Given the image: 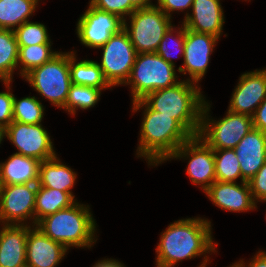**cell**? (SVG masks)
<instances>
[{"mask_svg": "<svg viewBox=\"0 0 266 267\" xmlns=\"http://www.w3.org/2000/svg\"><path fill=\"white\" fill-rule=\"evenodd\" d=\"M179 29H180L179 32H177V37L173 38V41L175 45L174 47L176 48V50L178 49V52L180 51L183 56L184 55V44H185V26L182 25V28H179ZM173 31H174V28L173 26H171L167 30V32L164 34V37L159 43L156 53L160 55L165 61L175 66L172 60L173 56H171V52L169 51V46H168L169 39L170 38L172 39L173 37Z\"/></svg>", "mask_w": 266, "mask_h": 267, "instance_id": "obj_32", "label": "cell"}, {"mask_svg": "<svg viewBox=\"0 0 266 267\" xmlns=\"http://www.w3.org/2000/svg\"><path fill=\"white\" fill-rule=\"evenodd\" d=\"M23 78L54 106L62 108L71 85L69 52H59L50 61L32 69Z\"/></svg>", "mask_w": 266, "mask_h": 267, "instance_id": "obj_6", "label": "cell"}, {"mask_svg": "<svg viewBox=\"0 0 266 267\" xmlns=\"http://www.w3.org/2000/svg\"><path fill=\"white\" fill-rule=\"evenodd\" d=\"M38 184L2 186L0 192V222L3 225H21L27 218L35 226V199ZM11 222V223H10Z\"/></svg>", "mask_w": 266, "mask_h": 267, "instance_id": "obj_11", "label": "cell"}, {"mask_svg": "<svg viewBox=\"0 0 266 267\" xmlns=\"http://www.w3.org/2000/svg\"><path fill=\"white\" fill-rule=\"evenodd\" d=\"M98 49H103L102 60L98 64L108 83L111 86L125 84L138 54L127 31L121 29Z\"/></svg>", "mask_w": 266, "mask_h": 267, "instance_id": "obj_9", "label": "cell"}, {"mask_svg": "<svg viewBox=\"0 0 266 267\" xmlns=\"http://www.w3.org/2000/svg\"><path fill=\"white\" fill-rule=\"evenodd\" d=\"M215 160L216 181L236 182L241 176L240 163L234 149L213 150Z\"/></svg>", "mask_w": 266, "mask_h": 267, "instance_id": "obj_28", "label": "cell"}, {"mask_svg": "<svg viewBox=\"0 0 266 267\" xmlns=\"http://www.w3.org/2000/svg\"><path fill=\"white\" fill-rule=\"evenodd\" d=\"M77 35L81 43L90 48H100L113 34L124 28L119 16L95 8L91 4L77 23Z\"/></svg>", "mask_w": 266, "mask_h": 267, "instance_id": "obj_13", "label": "cell"}, {"mask_svg": "<svg viewBox=\"0 0 266 267\" xmlns=\"http://www.w3.org/2000/svg\"><path fill=\"white\" fill-rule=\"evenodd\" d=\"M8 92H0V124L8 127L13 122V98L10 82H4Z\"/></svg>", "mask_w": 266, "mask_h": 267, "instance_id": "obj_34", "label": "cell"}, {"mask_svg": "<svg viewBox=\"0 0 266 267\" xmlns=\"http://www.w3.org/2000/svg\"><path fill=\"white\" fill-rule=\"evenodd\" d=\"M252 120L254 128L266 132V98L257 107Z\"/></svg>", "mask_w": 266, "mask_h": 267, "instance_id": "obj_37", "label": "cell"}, {"mask_svg": "<svg viewBox=\"0 0 266 267\" xmlns=\"http://www.w3.org/2000/svg\"><path fill=\"white\" fill-rule=\"evenodd\" d=\"M191 9L183 21L185 28L220 38L225 22L220 0H193Z\"/></svg>", "mask_w": 266, "mask_h": 267, "instance_id": "obj_19", "label": "cell"}, {"mask_svg": "<svg viewBox=\"0 0 266 267\" xmlns=\"http://www.w3.org/2000/svg\"><path fill=\"white\" fill-rule=\"evenodd\" d=\"M189 158L187 174L204 192L216 181L214 151L200 137L193 136L182 144L170 159Z\"/></svg>", "mask_w": 266, "mask_h": 267, "instance_id": "obj_10", "label": "cell"}, {"mask_svg": "<svg viewBox=\"0 0 266 267\" xmlns=\"http://www.w3.org/2000/svg\"><path fill=\"white\" fill-rule=\"evenodd\" d=\"M215 181L204 193L219 208L234 212H244L256 208L248 182Z\"/></svg>", "mask_w": 266, "mask_h": 267, "instance_id": "obj_18", "label": "cell"}, {"mask_svg": "<svg viewBox=\"0 0 266 267\" xmlns=\"http://www.w3.org/2000/svg\"><path fill=\"white\" fill-rule=\"evenodd\" d=\"M240 267H266V252L259 251L247 265L243 262V260L238 262Z\"/></svg>", "mask_w": 266, "mask_h": 267, "instance_id": "obj_38", "label": "cell"}, {"mask_svg": "<svg viewBox=\"0 0 266 267\" xmlns=\"http://www.w3.org/2000/svg\"><path fill=\"white\" fill-rule=\"evenodd\" d=\"M19 47L15 32L0 29V80L12 82L15 68L18 67Z\"/></svg>", "mask_w": 266, "mask_h": 267, "instance_id": "obj_26", "label": "cell"}, {"mask_svg": "<svg viewBox=\"0 0 266 267\" xmlns=\"http://www.w3.org/2000/svg\"><path fill=\"white\" fill-rule=\"evenodd\" d=\"M145 107L141 125L138 157L157 165L169 160L174 152L192 136L173 118L152 110L142 99L133 102V111Z\"/></svg>", "mask_w": 266, "mask_h": 267, "instance_id": "obj_2", "label": "cell"}, {"mask_svg": "<svg viewBox=\"0 0 266 267\" xmlns=\"http://www.w3.org/2000/svg\"><path fill=\"white\" fill-rule=\"evenodd\" d=\"M6 137L16 146L17 154L42 162L56 155L53 143L42 124H26L13 121L6 127Z\"/></svg>", "mask_w": 266, "mask_h": 267, "instance_id": "obj_12", "label": "cell"}, {"mask_svg": "<svg viewBox=\"0 0 266 267\" xmlns=\"http://www.w3.org/2000/svg\"><path fill=\"white\" fill-rule=\"evenodd\" d=\"M157 6L171 18V11L192 8L193 0H157Z\"/></svg>", "mask_w": 266, "mask_h": 267, "instance_id": "obj_36", "label": "cell"}, {"mask_svg": "<svg viewBox=\"0 0 266 267\" xmlns=\"http://www.w3.org/2000/svg\"><path fill=\"white\" fill-rule=\"evenodd\" d=\"M266 98V69L241 75L228 107L234 113L253 117L257 107Z\"/></svg>", "mask_w": 266, "mask_h": 267, "instance_id": "obj_15", "label": "cell"}, {"mask_svg": "<svg viewBox=\"0 0 266 267\" xmlns=\"http://www.w3.org/2000/svg\"><path fill=\"white\" fill-rule=\"evenodd\" d=\"M89 209L88 205L75 202L68 208L44 217L36 227L67 250L71 246L91 248L96 242V222Z\"/></svg>", "mask_w": 266, "mask_h": 267, "instance_id": "obj_4", "label": "cell"}, {"mask_svg": "<svg viewBox=\"0 0 266 267\" xmlns=\"http://www.w3.org/2000/svg\"><path fill=\"white\" fill-rule=\"evenodd\" d=\"M209 110L210 105L205 101L198 137L213 150L234 149L241 139L254 128L252 117L248 115L228 110L224 118L216 121L209 119V113H207Z\"/></svg>", "mask_w": 266, "mask_h": 267, "instance_id": "obj_7", "label": "cell"}, {"mask_svg": "<svg viewBox=\"0 0 266 267\" xmlns=\"http://www.w3.org/2000/svg\"><path fill=\"white\" fill-rule=\"evenodd\" d=\"M189 80L148 93L142 100L154 111L175 119L192 137L198 136L205 99Z\"/></svg>", "mask_w": 266, "mask_h": 267, "instance_id": "obj_3", "label": "cell"}, {"mask_svg": "<svg viewBox=\"0 0 266 267\" xmlns=\"http://www.w3.org/2000/svg\"><path fill=\"white\" fill-rule=\"evenodd\" d=\"M150 2H151L150 0H130V3L136 9L148 8V7L153 6V4Z\"/></svg>", "mask_w": 266, "mask_h": 267, "instance_id": "obj_40", "label": "cell"}, {"mask_svg": "<svg viewBox=\"0 0 266 267\" xmlns=\"http://www.w3.org/2000/svg\"><path fill=\"white\" fill-rule=\"evenodd\" d=\"M254 201H266V162L248 182Z\"/></svg>", "mask_w": 266, "mask_h": 267, "instance_id": "obj_35", "label": "cell"}, {"mask_svg": "<svg viewBox=\"0 0 266 267\" xmlns=\"http://www.w3.org/2000/svg\"><path fill=\"white\" fill-rule=\"evenodd\" d=\"M230 267H240L238 263L231 265Z\"/></svg>", "mask_w": 266, "mask_h": 267, "instance_id": "obj_42", "label": "cell"}, {"mask_svg": "<svg viewBox=\"0 0 266 267\" xmlns=\"http://www.w3.org/2000/svg\"><path fill=\"white\" fill-rule=\"evenodd\" d=\"M90 4L97 9L113 13L123 20H126L125 15L130 16L136 10L130 0H91Z\"/></svg>", "mask_w": 266, "mask_h": 267, "instance_id": "obj_33", "label": "cell"}, {"mask_svg": "<svg viewBox=\"0 0 266 267\" xmlns=\"http://www.w3.org/2000/svg\"><path fill=\"white\" fill-rule=\"evenodd\" d=\"M18 67L21 64L20 74L24 77L32 69L50 61L59 52L51 50V44H38L30 46H18Z\"/></svg>", "mask_w": 266, "mask_h": 267, "instance_id": "obj_27", "label": "cell"}, {"mask_svg": "<svg viewBox=\"0 0 266 267\" xmlns=\"http://www.w3.org/2000/svg\"><path fill=\"white\" fill-rule=\"evenodd\" d=\"M219 38L211 34L199 33L185 28V44L183 66L178 68L179 73L188 72L193 83H198L204 77L210 55Z\"/></svg>", "mask_w": 266, "mask_h": 267, "instance_id": "obj_14", "label": "cell"}, {"mask_svg": "<svg viewBox=\"0 0 266 267\" xmlns=\"http://www.w3.org/2000/svg\"><path fill=\"white\" fill-rule=\"evenodd\" d=\"M1 188H2V184H1V180H0V192H1Z\"/></svg>", "mask_w": 266, "mask_h": 267, "instance_id": "obj_43", "label": "cell"}, {"mask_svg": "<svg viewBox=\"0 0 266 267\" xmlns=\"http://www.w3.org/2000/svg\"><path fill=\"white\" fill-rule=\"evenodd\" d=\"M74 195L38 185L35 199V225L44 217L70 207L76 202Z\"/></svg>", "mask_w": 266, "mask_h": 267, "instance_id": "obj_24", "label": "cell"}, {"mask_svg": "<svg viewBox=\"0 0 266 267\" xmlns=\"http://www.w3.org/2000/svg\"><path fill=\"white\" fill-rule=\"evenodd\" d=\"M101 90L94 87L71 84L67 100L62 109L64 108V110L74 115L78 108L88 109L94 107L101 96Z\"/></svg>", "mask_w": 266, "mask_h": 267, "instance_id": "obj_29", "label": "cell"}, {"mask_svg": "<svg viewBox=\"0 0 266 267\" xmlns=\"http://www.w3.org/2000/svg\"><path fill=\"white\" fill-rule=\"evenodd\" d=\"M44 115L42 103L33 97L18 100L13 98V121L26 124H40Z\"/></svg>", "mask_w": 266, "mask_h": 267, "instance_id": "obj_30", "label": "cell"}, {"mask_svg": "<svg viewBox=\"0 0 266 267\" xmlns=\"http://www.w3.org/2000/svg\"><path fill=\"white\" fill-rule=\"evenodd\" d=\"M240 163L242 182H249L266 162V134L250 130L234 148Z\"/></svg>", "mask_w": 266, "mask_h": 267, "instance_id": "obj_17", "label": "cell"}, {"mask_svg": "<svg viewBox=\"0 0 266 267\" xmlns=\"http://www.w3.org/2000/svg\"><path fill=\"white\" fill-rule=\"evenodd\" d=\"M18 46L51 44L45 25L26 21L15 30Z\"/></svg>", "mask_w": 266, "mask_h": 267, "instance_id": "obj_31", "label": "cell"}, {"mask_svg": "<svg viewBox=\"0 0 266 267\" xmlns=\"http://www.w3.org/2000/svg\"><path fill=\"white\" fill-rule=\"evenodd\" d=\"M129 17L130 27L124 20V29L135 51L138 54L156 52L164 34L172 26L171 18L156 5L136 9Z\"/></svg>", "mask_w": 266, "mask_h": 267, "instance_id": "obj_8", "label": "cell"}, {"mask_svg": "<svg viewBox=\"0 0 266 267\" xmlns=\"http://www.w3.org/2000/svg\"><path fill=\"white\" fill-rule=\"evenodd\" d=\"M175 66L156 52L137 54L131 74L125 84H131L132 102L143 99L148 93L168 88L180 82Z\"/></svg>", "mask_w": 266, "mask_h": 267, "instance_id": "obj_5", "label": "cell"}, {"mask_svg": "<svg viewBox=\"0 0 266 267\" xmlns=\"http://www.w3.org/2000/svg\"><path fill=\"white\" fill-rule=\"evenodd\" d=\"M40 161L17 153L6 162L0 163V180L2 186L38 184Z\"/></svg>", "mask_w": 266, "mask_h": 267, "instance_id": "obj_21", "label": "cell"}, {"mask_svg": "<svg viewBox=\"0 0 266 267\" xmlns=\"http://www.w3.org/2000/svg\"><path fill=\"white\" fill-rule=\"evenodd\" d=\"M37 5L38 0H0V29L14 31L29 20Z\"/></svg>", "mask_w": 266, "mask_h": 267, "instance_id": "obj_25", "label": "cell"}, {"mask_svg": "<svg viewBox=\"0 0 266 267\" xmlns=\"http://www.w3.org/2000/svg\"><path fill=\"white\" fill-rule=\"evenodd\" d=\"M67 249L46 236L38 227L28 226L26 267H55L66 255Z\"/></svg>", "mask_w": 266, "mask_h": 267, "instance_id": "obj_16", "label": "cell"}, {"mask_svg": "<svg viewBox=\"0 0 266 267\" xmlns=\"http://www.w3.org/2000/svg\"><path fill=\"white\" fill-rule=\"evenodd\" d=\"M69 70L71 84L105 89L112 87L105 79L98 62L92 60H82L76 62L75 53H69Z\"/></svg>", "mask_w": 266, "mask_h": 267, "instance_id": "obj_23", "label": "cell"}, {"mask_svg": "<svg viewBox=\"0 0 266 267\" xmlns=\"http://www.w3.org/2000/svg\"><path fill=\"white\" fill-rule=\"evenodd\" d=\"M4 136H6V127L0 124V144Z\"/></svg>", "mask_w": 266, "mask_h": 267, "instance_id": "obj_41", "label": "cell"}, {"mask_svg": "<svg viewBox=\"0 0 266 267\" xmlns=\"http://www.w3.org/2000/svg\"><path fill=\"white\" fill-rule=\"evenodd\" d=\"M93 267H125L121 262L114 259H104L98 261Z\"/></svg>", "mask_w": 266, "mask_h": 267, "instance_id": "obj_39", "label": "cell"}, {"mask_svg": "<svg viewBox=\"0 0 266 267\" xmlns=\"http://www.w3.org/2000/svg\"><path fill=\"white\" fill-rule=\"evenodd\" d=\"M28 225H3L0 230V267H26Z\"/></svg>", "mask_w": 266, "mask_h": 267, "instance_id": "obj_20", "label": "cell"}, {"mask_svg": "<svg viewBox=\"0 0 266 267\" xmlns=\"http://www.w3.org/2000/svg\"><path fill=\"white\" fill-rule=\"evenodd\" d=\"M211 222L201 218H186L170 224L161 233L160 242L156 247L157 267H174L183 259L205 254L199 267H206V253L216 252L211 235Z\"/></svg>", "mask_w": 266, "mask_h": 267, "instance_id": "obj_1", "label": "cell"}, {"mask_svg": "<svg viewBox=\"0 0 266 267\" xmlns=\"http://www.w3.org/2000/svg\"><path fill=\"white\" fill-rule=\"evenodd\" d=\"M76 175L55 156L40 163L38 185L72 194Z\"/></svg>", "mask_w": 266, "mask_h": 267, "instance_id": "obj_22", "label": "cell"}]
</instances>
